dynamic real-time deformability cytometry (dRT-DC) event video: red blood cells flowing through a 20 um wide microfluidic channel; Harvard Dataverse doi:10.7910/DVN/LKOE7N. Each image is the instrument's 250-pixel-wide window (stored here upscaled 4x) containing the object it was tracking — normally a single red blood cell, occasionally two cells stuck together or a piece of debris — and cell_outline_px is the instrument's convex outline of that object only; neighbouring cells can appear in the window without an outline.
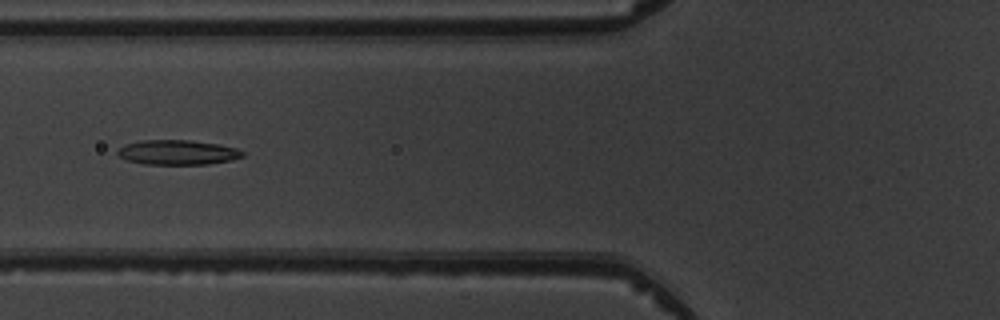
{"species": "common noctule bat (a hibernating species)", "species_latin": "Nyctalus noctula", "temperature_condition": "warm", "stored_images_in_passage": 7, "camera_frame_rate_fps": 3000, "um_per_image_px": 0.085, "animal": {"sex": "male", "body_mass_g": 19.5, "forearm_length_mm": 54.6}, "frame": {"image": 1, "passage_image": 7, "time_ms": 6.667, "image_size_px": [1000, 320], "cell_outline_px": [[244, 156], [232, 160], [208, 164], [144, 164], [124, 160], [116, 152], [124, 144], [140, 140], [192, 140], [220, 144], [236, 148], [244, 152]], "centroid_in_image_um": [15.09, 12.95], "position_along_channel_um": 110.7, "area_um2": 18.21}}